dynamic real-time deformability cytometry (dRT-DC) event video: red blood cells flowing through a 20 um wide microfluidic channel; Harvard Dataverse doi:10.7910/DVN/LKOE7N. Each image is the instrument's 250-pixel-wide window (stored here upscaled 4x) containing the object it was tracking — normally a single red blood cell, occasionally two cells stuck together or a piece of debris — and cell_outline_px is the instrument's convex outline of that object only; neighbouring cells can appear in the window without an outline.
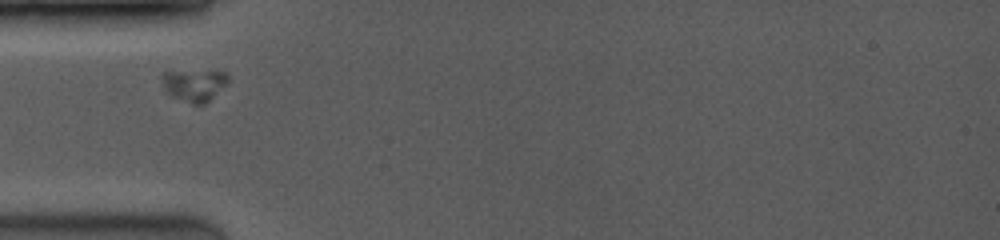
{"species": "common noctule bat (a hibernating species)", "species_latin": "Nyctalus noctula", "temperature_condition": "room temperature", "stored_images_in_passage": 4, "camera_frame_rate_fps": 3500, "um_per_image_px": 0.085, "animal": {"sex": "female", "body_mass_g": 19.0, "forearm_length_mm": 53.3}, "frame": {"image": 1, "passage_image": 1, "time_ms": 0.0, "image_size_px": [1000, 240], "cell_outline_px": [[228, 80], [204, 104], [192, 104], [172, 96], [164, 88], [160, 76], [164, 72], [224, 72], [228, 76]], "centroid_in_image_um": [16.44, 7.24], "position_along_channel_um": 68.6, "area_um2": 11.62}}
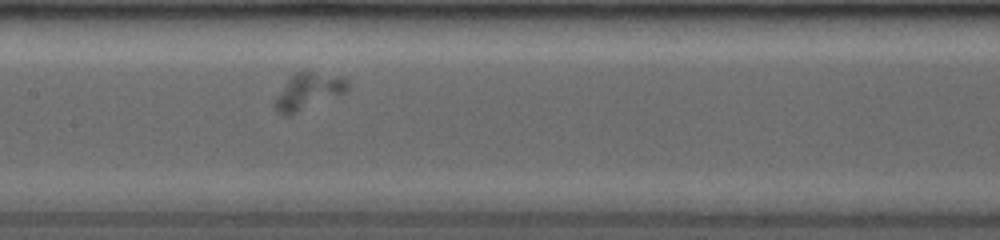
{"frame": {"image": 2, "passage_image": 4, "time_ms": 2.857, "image_size_px": [1000, 240], "cell_outline_px": [[348, 88], [344, 92], [288, 116], [284, 116], [276, 112], [272, 104], [288, 80], [296, 72], [312, 72], [344, 76], [348, 80]], "centroid_in_image_um": [26.19, 7.77], "position_along_channel_um": 181.2, "area_um2": 15.03}}